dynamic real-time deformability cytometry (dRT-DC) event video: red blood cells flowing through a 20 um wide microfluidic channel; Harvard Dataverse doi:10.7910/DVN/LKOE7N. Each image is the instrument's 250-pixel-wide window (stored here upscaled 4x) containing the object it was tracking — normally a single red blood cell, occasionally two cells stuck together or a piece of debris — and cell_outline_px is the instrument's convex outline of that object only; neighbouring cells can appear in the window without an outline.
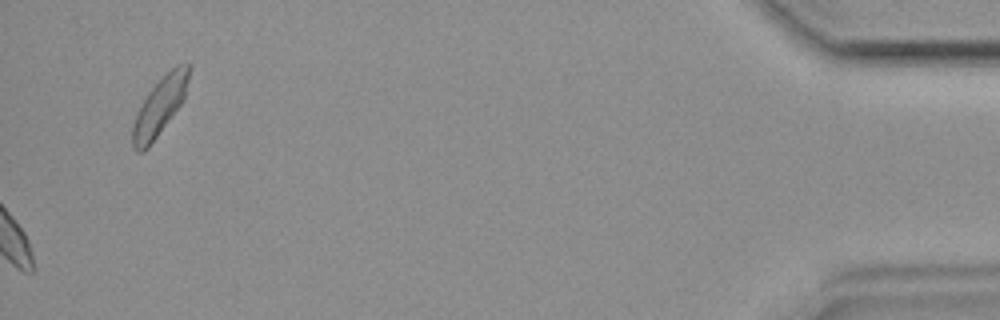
{"species": "common noctule bat (a hibernating species)", "species_latin": "Nyctalus noctula", "temperature_condition": "room temperature", "stored_images_in_passage": 46, "camera_frame_rate_fps": 3000, "um_per_image_px": 0.085, "animal": {"sex": "female", "body_mass_g": 19.9}, "frame": {"image": 1, "passage_image": 46, "time_ms": 15.0, "image_size_px": [1000, 320], "cell_outline_px": [[192, 64], [184, 100], [148, 148], [144, 152], [136, 152], [132, 148], [132, 124], [148, 92], [176, 64]], "centroid_in_image_um": [13.59, 9.06], "position_along_channel_um": 421.6, "area_um2": 18.79}}